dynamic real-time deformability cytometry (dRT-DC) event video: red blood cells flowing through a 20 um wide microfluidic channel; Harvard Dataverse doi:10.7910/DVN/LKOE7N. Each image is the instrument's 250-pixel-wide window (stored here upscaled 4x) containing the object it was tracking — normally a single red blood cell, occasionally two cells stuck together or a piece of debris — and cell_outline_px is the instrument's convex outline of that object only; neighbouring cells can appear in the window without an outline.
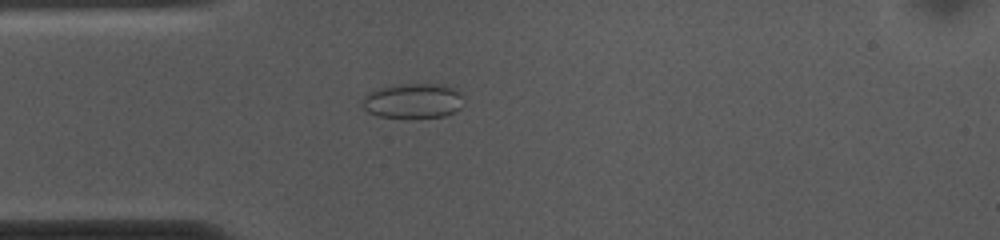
{"species": "common noctule bat (a hibernating species)", "species_latin": "Nyctalus noctula", "temperature_condition": "cold", "stored_images_in_passage": 52, "camera_frame_rate_fps": 3000, "um_per_image_px": 0.085, "animal": {"sex": "female", "body_mass_g": 10.0, "forearm_length_mm": 53.1}, "frame": {"image": 1, "passage_image": 13, "time_ms": 4.0, "image_size_px": [1000, 240], "cell_outline_px": [[464, 104], [456, 112], [444, 116], [380, 116], [368, 112], [360, 104], [360, 100], [368, 92], [380, 88], [400, 84], [440, 84], [452, 88], [460, 92]], "centroid_in_image_um": [35.1, 8.55], "position_along_channel_um": 49.9, "area_um2": 20.35}}
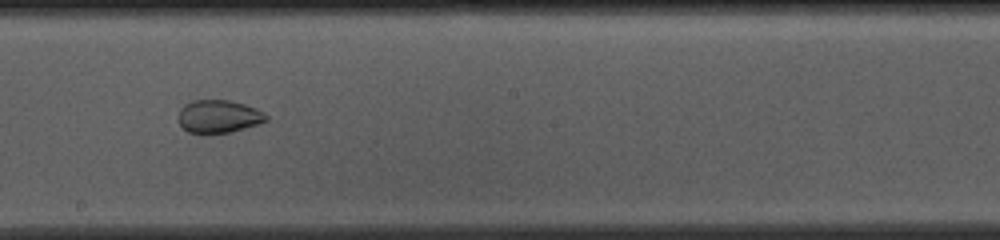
{"frame": {"image": 2, "passage_image": 28, "time_ms": 9.0, "image_size_px": [1000, 240], "cell_outline_px": [[268, 120], [244, 128], [228, 132], [200, 136], [188, 132], [180, 124], [180, 108], [184, 104], [192, 100], [228, 100], [244, 104], [256, 108], [264, 112], [268, 116]], "centroid_in_image_um": [18.56, 9.92], "position_along_channel_um": 229.6, "area_um2": 17.05}}
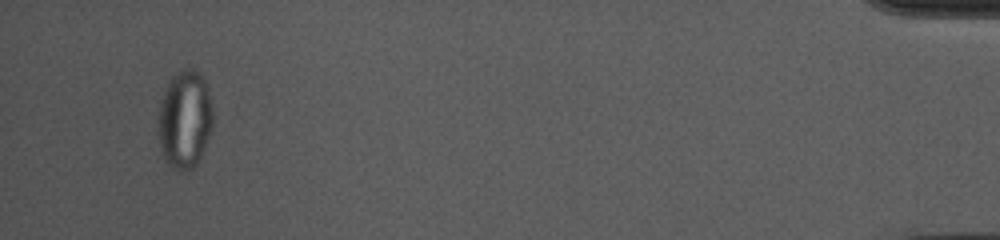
{"frame": {"image": 3, "passage_image": 50, "time_ms": 16.333, "image_size_px": [1000, 240], "cell_outline_px": [[212, 124], [208, 136], [200, 156], [196, 164], [192, 168], [184, 172], [168, 164], [164, 160], [160, 148], [156, 128], [156, 116], [164, 92], [172, 76], [184, 68], [192, 68], [204, 80], [208, 88], [212, 108]], "centroid_in_image_um": [15.65, 10.16], "position_along_channel_um": 419.5, "area_um2": 31.27}}